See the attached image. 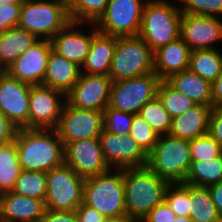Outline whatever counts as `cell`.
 I'll return each mask as SVG.
<instances>
[{"label": "cell", "instance_id": "1", "mask_svg": "<svg viewBox=\"0 0 222 222\" xmlns=\"http://www.w3.org/2000/svg\"><path fill=\"white\" fill-rule=\"evenodd\" d=\"M15 142L23 170L47 173L64 164V145L56 129L20 128Z\"/></svg>", "mask_w": 222, "mask_h": 222}, {"label": "cell", "instance_id": "2", "mask_svg": "<svg viewBox=\"0 0 222 222\" xmlns=\"http://www.w3.org/2000/svg\"><path fill=\"white\" fill-rule=\"evenodd\" d=\"M126 215L142 219L164 201L169 183L148 166L123 169Z\"/></svg>", "mask_w": 222, "mask_h": 222}, {"label": "cell", "instance_id": "3", "mask_svg": "<svg viewBox=\"0 0 222 222\" xmlns=\"http://www.w3.org/2000/svg\"><path fill=\"white\" fill-rule=\"evenodd\" d=\"M169 3L166 0H147L143 8L138 36L153 52L180 37L182 12L180 7Z\"/></svg>", "mask_w": 222, "mask_h": 222}, {"label": "cell", "instance_id": "4", "mask_svg": "<svg viewBox=\"0 0 222 222\" xmlns=\"http://www.w3.org/2000/svg\"><path fill=\"white\" fill-rule=\"evenodd\" d=\"M192 163L189 140L159 135L147 166L169 184L184 183Z\"/></svg>", "mask_w": 222, "mask_h": 222}, {"label": "cell", "instance_id": "5", "mask_svg": "<svg viewBox=\"0 0 222 222\" xmlns=\"http://www.w3.org/2000/svg\"><path fill=\"white\" fill-rule=\"evenodd\" d=\"M70 22L69 9L60 0H23L18 27L51 40Z\"/></svg>", "mask_w": 222, "mask_h": 222}, {"label": "cell", "instance_id": "6", "mask_svg": "<svg viewBox=\"0 0 222 222\" xmlns=\"http://www.w3.org/2000/svg\"><path fill=\"white\" fill-rule=\"evenodd\" d=\"M86 178L83 202L106 218L126 214L123 169Z\"/></svg>", "mask_w": 222, "mask_h": 222}, {"label": "cell", "instance_id": "7", "mask_svg": "<svg viewBox=\"0 0 222 222\" xmlns=\"http://www.w3.org/2000/svg\"><path fill=\"white\" fill-rule=\"evenodd\" d=\"M153 54L139 36L117 37L109 77L114 82L154 72Z\"/></svg>", "mask_w": 222, "mask_h": 222}, {"label": "cell", "instance_id": "8", "mask_svg": "<svg viewBox=\"0 0 222 222\" xmlns=\"http://www.w3.org/2000/svg\"><path fill=\"white\" fill-rule=\"evenodd\" d=\"M85 179L63 164L46 173V209L57 212L75 211L83 203Z\"/></svg>", "mask_w": 222, "mask_h": 222}, {"label": "cell", "instance_id": "9", "mask_svg": "<svg viewBox=\"0 0 222 222\" xmlns=\"http://www.w3.org/2000/svg\"><path fill=\"white\" fill-rule=\"evenodd\" d=\"M160 82L161 79L154 72L114 81L108 106L133 115L138 114L147 102L157 96Z\"/></svg>", "mask_w": 222, "mask_h": 222}, {"label": "cell", "instance_id": "10", "mask_svg": "<svg viewBox=\"0 0 222 222\" xmlns=\"http://www.w3.org/2000/svg\"><path fill=\"white\" fill-rule=\"evenodd\" d=\"M145 3L142 0H109L105 12L93 25L99 33L108 36H138Z\"/></svg>", "mask_w": 222, "mask_h": 222}, {"label": "cell", "instance_id": "11", "mask_svg": "<svg viewBox=\"0 0 222 222\" xmlns=\"http://www.w3.org/2000/svg\"><path fill=\"white\" fill-rule=\"evenodd\" d=\"M56 130L64 146L73 141L99 138L103 130V112L74 108L65 102Z\"/></svg>", "mask_w": 222, "mask_h": 222}, {"label": "cell", "instance_id": "12", "mask_svg": "<svg viewBox=\"0 0 222 222\" xmlns=\"http://www.w3.org/2000/svg\"><path fill=\"white\" fill-rule=\"evenodd\" d=\"M65 102L63 92L43 85H31L29 129H56Z\"/></svg>", "mask_w": 222, "mask_h": 222}, {"label": "cell", "instance_id": "13", "mask_svg": "<svg viewBox=\"0 0 222 222\" xmlns=\"http://www.w3.org/2000/svg\"><path fill=\"white\" fill-rule=\"evenodd\" d=\"M112 84L107 75L81 73L66 94V102L74 108L103 112L109 105Z\"/></svg>", "mask_w": 222, "mask_h": 222}, {"label": "cell", "instance_id": "14", "mask_svg": "<svg viewBox=\"0 0 222 222\" xmlns=\"http://www.w3.org/2000/svg\"><path fill=\"white\" fill-rule=\"evenodd\" d=\"M64 164L86 179L107 173V164L99 138L69 142L64 146Z\"/></svg>", "mask_w": 222, "mask_h": 222}, {"label": "cell", "instance_id": "15", "mask_svg": "<svg viewBox=\"0 0 222 222\" xmlns=\"http://www.w3.org/2000/svg\"><path fill=\"white\" fill-rule=\"evenodd\" d=\"M99 140L104 158L111 169L147 166L148 154L130 135H116L102 130Z\"/></svg>", "mask_w": 222, "mask_h": 222}, {"label": "cell", "instance_id": "16", "mask_svg": "<svg viewBox=\"0 0 222 222\" xmlns=\"http://www.w3.org/2000/svg\"><path fill=\"white\" fill-rule=\"evenodd\" d=\"M31 85L0 74V111L17 129H29V94Z\"/></svg>", "mask_w": 222, "mask_h": 222}, {"label": "cell", "instance_id": "17", "mask_svg": "<svg viewBox=\"0 0 222 222\" xmlns=\"http://www.w3.org/2000/svg\"><path fill=\"white\" fill-rule=\"evenodd\" d=\"M52 45L48 39H38L5 72L30 85H42Z\"/></svg>", "mask_w": 222, "mask_h": 222}, {"label": "cell", "instance_id": "18", "mask_svg": "<svg viewBox=\"0 0 222 222\" xmlns=\"http://www.w3.org/2000/svg\"><path fill=\"white\" fill-rule=\"evenodd\" d=\"M180 38L191 51L215 49L211 44L222 39V20L214 16L182 13Z\"/></svg>", "mask_w": 222, "mask_h": 222}, {"label": "cell", "instance_id": "19", "mask_svg": "<svg viewBox=\"0 0 222 222\" xmlns=\"http://www.w3.org/2000/svg\"><path fill=\"white\" fill-rule=\"evenodd\" d=\"M78 25L80 24L71 21L50 42L54 52L81 67L89 53L92 38L98 31L95 26V30L88 35L76 29Z\"/></svg>", "mask_w": 222, "mask_h": 222}, {"label": "cell", "instance_id": "20", "mask_svg": "<svg viewBox=\"0 0 222 222\" xmlns=\"http://www.w3.org/2000/svg\"><path fill=\"white\" fill-rule=\"evenodd\" d=\"M45 210L43 200L4 193L0 200V222H40Z\"/></svg>", "mask_w": 222, "mask_h": 222}, {"label": "cell", "instance_id": "21", "mask_svg": "<svg viewBox=\"0 0 222 222\" xmlns=\"http://www.w3.org/2000/svg\"><path fill=\"white\" fill-rule=\"evenodd\" d=\"M191 49L179 37L154 51V73L166 80L171 75L188 70Z\"/></svg>", "mask_w": 222, "mask_h": 222}, {"label": "cell", "instance_id": "22", "mask_svg": "<svg viewBox=\"0 0 222 222\" xmlns=\"http://www.w3.org/2000/svg\"><path fill=\"white\" fill-rule=\"evenodd\" d=\"M211 110V106L196 104L182 115L173 117L168 135L192 140L207 134Z\"/></svg>", "mask_w": 222, "mask_h": 222}, {"label": "cell", "instance_id": "23", "mask_svg": "<svg viewBox=\"0 0 222 222\" xmlns=\"http://www.w3.org/2000/svg\"><path fill=\"white\" fill-rule=\"evenodd\" d=\"M80 74V66L51 50L42 85L66 95L78 81Z\"/></svg>", "mask_w": 222, "mask_h": 222}, {"label": "cell", "instance_id": "24", "mask_svg": "<svg viewBox=\"0 0 222 222\" xmlns=\"http://www.w3.org/2000/svg\"><path fill=\"white\" fill-rule=\"evenodd\" d=\"M116 44V36L98 32L92 38L89 53L81 66V73L109 76Z\"/></svg>", "mask_w": 222, "mask_h": 222}, {"label": "cell", "instance_id": "25", "mask_svg": "<svg viewBox=\"0 0 222 222\" xmlns=\"http://www.w3.org/2000/svg\"><path fill=\"white\" fill-rule=\"evenodd\" d=\"M166 81L196 104L212 107V83L189 69L171 75Z\"/></svg>", "mask_w": 222, "mask_h": 222}, {"label": "cell", "instance_id": "26", "mask_svg": "<svg viewBox=\"0 0 222 222\" xmlns=\"http://www.w3.org/2000/svg\"><path fill=\"white\" fill-rule=\"evenodd\" d=\"M38 38L20 27L0 33V66L5 71L17 58L30 48Z\"/></svg>", "mask_w": 222, "mask_h": 222}, {"label": "cell", "instance_id": "27", "mask_svg": "<svg viewBox=\"0 0 222 222\" xmlns=\"http://www.w3.org/2000/svg\"><path fill=\"white\" fill-rule=\"evenodd\" d=\"M23 169L15 139L0 145V192H12Z\"/></svg>", "mask_w": 222, "mask_h": 222}, {"label": "cell", "instance_id": "28", "mask_svg": "<svg viewBox=\"0 0 222 222\" xmlns=\"http://www.w3.org/2000/svg\"><path fill=\"white\" fill-rule=\"evenodd\" d=\"M188 69L213 83L222 71V54L216 48L191 51Z\"/></svg>", "mask_w": 222, "mask_h": 222}, {"label": "cell", "instance_id": "29", "mask_svg": "<svg viewBox=\"0 0 222 222\" xmlns=\"http://www.w3.org/2000/svg\"><path fill=\"white\" fill-rule=\"evenodd\" d=\"M190 210L192 222H221L208 187L190 184Z\"/></svg>", "mask_w": 222, "mask_h": 222}, {"label": "cell", "instance_id": "30", "mask_svg": "<svg viewBox=\"0 0 222 222\" xmlns=\"http://www.w3.org/2000/svg\"><path fill=\"white\" fill-rule=\"evenodd\" d=\"M222 181V155L209 161H192L186 184L209 187Z\"/></svg>", "mask_w": 222, "mask_h": 222}, {"label": "cell", "instance_id": "31", "mask_svg": "<svg viewBox=\"0 0 222 222\" xmlns=\"http://www.w3.org/2000/svg\"><path fill=\"white\" fill-rule=\"evenodd\" d=\"M157 97L172 118L182 115L196 105L193 100L174 89L166 80H161L157 89Z\"/></svg>", "mask_w": 222, "mask_h": 222}, {"label": "cell", "instance_id": "32", "mask_svg": "<svg viewBox=\"0 0 222 222\" xmlns=\"http://www.w3.org/2000/svg\"><path fill=\"white\" fill-rule=\"evenodd\" d=\"M12 192L26 197L40 199L45 202L46 173L23 170Z\"/></svg>", "mask_w": 222, "mask_h": 222}, {"label": "cell", "instance_id": "33", "mask_svg": "<svg viewBox=\"0 0 222 222\" xmlns=\"http://www.w3.org/2000/svg\"><path fill=\"white\" fill-rule=\"evenodd\" d=\"M138 115H140L158 135L168 134L172 117L164 109L157 96L147 102L139 110Z\"/></svg>", "mask_w": 222, "mask_h": 222}, {"label": "cell", "instance_id": "34", "mask_svg": "<svg viewBox=\"0 0 222 222\" xmlns=\"http://www.w3.org/2000/svg\"><path fill=\"white\" fill-rule=\"evenodd\" d=\"M109 0H77L69 8V16L72 22L83 24L88 21L95 23L105 12Z\"/></svg>", "mask_w": 222, "mask_h": 222}, {"label": "cell", "instance_id": "35", "mask_svg": "<svg viewBox=\"0 0 222 222\" xmlns=\"http://www.w3.org/2000/svg\"><path fill=\"white\" fill-rule=\"evenodd\" d=\"M164 201L174 211L176 217H190V184H169Z\"/></svg>", "mask_w": 222, "mask_h": 222}, {"label": "cell", "instance_id": "36", "mask_svg": "<svg viewBox=\"0 0 222 222\" xmlns=\"http://www.w3.org/2000/svg\"><path fill=\"white\" fill-rule=\"evenodd\" d=\"M192 161H209L222 155L219 143L209 134L189 140Z\"/></svg>", "mask_w": 222, "mask_h": 222}, {"label": "cell", "instance_id": "37", "mask_svg": "<svg viewBox=\"0 0 222 222\" xmlns=\"http://www.w3.org/2000/svg\"><path fill=\"white\" fill-rule=\"evenodd\" d=\"M130 136L149 155L158 141L159 135L138 114L133 115Z\"/></svg>", "mask_w": 222, "mask_h": 222}, {"label": "cell", "instance_id": "38", "mask_svg": "<svg viewBox=\"0 0 222 222\" xmlns=\"http://www.w3.org/2000/svg\"><path fill=\"white\" fill-rule=\"evenodd\" d=\"M133 121V114L122 112L111 107L103 111V130L112 134L128 136Z\"/></svg>", "mask_w": 222, "mask_h": 222}, {"label": "cell", "instance_id": "39", "mask_svg": "<svg viewBox=\"0 0 222 222\" xmlns=\"http://www.w3.org/2000/svg\"><path fill=\"white\" fill-rule=\"evenodd\" d=\"M185 5L181 8V12L185 14L199 16L222 15V0H179Z\"/></svg>", "mask_w": 222, "mask_h": 222}, {"label": "cell", "instance_id": "40", "mask_svg": "<svg viewBox=\"0 0 222 222\" xmlns=\"http://www.w3.org/2000/svg\"><path fill=\"white\" fill-rule=\"evenodd\" d=\"M21 8L22 4L0 5V33L18 26Z\"/></svg>", "mask_w": 222, "mask_h": 222}, {"label": "cell", "instance_id": "41", "mask_svg": "<svg viewBox=\"0 0 222 222\" xmlns=\"http://www.w3.org/2000/svg\"><path fill=\"white\" fill-rule=\"evenodd\" d=\"M176 214L165 201L155 206L141 222H171L175 220Z\"/></svg>", "mask_w": 222, "mask_h": 222}, {"label": "cell", "instance_id": "42", "mask_svg": "<svg viewBox=\"0 0 222 222\" xmlns=\"http://www.w3.org/2000/svg\"><path fill=\"white\" fill-rule=\"evenodd\" d=\"M208 133L222 148V109L212 108L209 116Z\"/></svg>", "mask_w": 222, "mask_h": 222}, {"label": "cell", "instance_id": "43", "mask_svg": "<svg viewBox=\"0 0 222 222\" xmlns=\"http://www.w3.org/2000/svg\"><path fill=\"white\" fill-rule=\"evenodd\" d=\"M75 213L78 218V222H106V217L98 212L95 208L81 203Z\"/></svg>", "mask_w": 222, "mask_h": 222}, {"label": "cell", "instance_id": "44", "mask_svg": "<svg viewBox=\"0 0 222 222\" xmlns=\"http://www.w3.org/2000/svg\"><path fill=\"white\" fill-rule=\"evenodd\" d=\"M17 130L14 124L0 111V145L14 140Z\"/></svg>", "mask_w": 222, "mask_h": 222}, {"label": "cell", "instance_id": "45", "mask_svg": "<svg viewBox=\"0 0 222 222\" xmlns=\"http://www.w3.org/2000/svg\"><path fill=\"white\" fill-rule=\"evenodd\" d=\"M40 222H78L75 211L57 212L46 209Z\"/></svg>", "mask_w": 222, "mask_h": 222}, {"label": "cell", "instance_id": "46", "mask_svg": "<svg viewBox=\"0 0 222 222\" xmlns=\"http://www.w3.org/2000/svg\"><path fill=\"white\" fill-rule=\"evenodd\" d=\"M222 107V71L212 83V108Z\"/></svg>", "mask_w": 222, "mask_h": 222}, {"label": "cell", "instance_id": "47", "mask_svg": "<svg viewBox=\"0 0 222 222\" xmlns=\"http://www.w3.org/2000/svg\"><path fill=\"white\" fill-rule=\"evenodd\" d=\"M218 213L222 216V181L208 187Z\"/></svg>", "mask_w": 222, "mask_h": 222}, {"label": "cell", "instance_id": "48", "mask_svg": "<svg viewBox=\"0 0 222 222\" xmlns=\"http://www.w3.org/2000/svg\"><path fill=\"white\" fill-rule=\"evenodd\" d=\"M106 222H140L137 219L131 218L128 215H122L119 217L107 218Z\"/></svg>", "mask_w": 222, "mask_h": 222}, {"label": "cell", "instance_id": "49", "mask_svg": "<svg viewBox=\"0 0 222 222\" xmlns=\"http://www.w3.org/2000/svg\"><path fill=\"white\" fill-rule=\"evenodd\" d=\"M23 0H0V5L4 4H22Z\"/></svg>", "mask_w": 222, "mask_h": 222}, {"label": "cell", "instance_id": "50", "mask_svg": "<svg viewBox=\"0 0 222 222\" xmlns=\"http://www.w3.org/2000/svg\"><path fill=\"white\" fill-rule=\"evenodd\" d=\"M171 222H192L190 217H176L175 220Z\"/></svg>", "mask_w": 222, "mask_h": 222}, {"label": "cell", "instance_id": "51", "mask_svg": "<svg viewBox=\"0 0 222 222\" xmlns=\"http://www.w3.org/2000/svg\"><path fill=\"white\" fill-rule=\"evenodd\" d=\"M68 9L77 1V0H60Z\"/></svg>", "mask_w": 222, "mask_h": 222}, {"label": "cell", "instance_id": "52", "mask_svg": "<svg viewBox=\"0 0 222 222\" xmlns=\"http://www.w3.org/2000/svg\"><path fill=\"white\" fill-rule=\"evenodd\" d=\"M3 72H4V70L0 66V74H2Z\"/></svg>", "mask_w": 222, "mask_h": 222}]
</instances>
